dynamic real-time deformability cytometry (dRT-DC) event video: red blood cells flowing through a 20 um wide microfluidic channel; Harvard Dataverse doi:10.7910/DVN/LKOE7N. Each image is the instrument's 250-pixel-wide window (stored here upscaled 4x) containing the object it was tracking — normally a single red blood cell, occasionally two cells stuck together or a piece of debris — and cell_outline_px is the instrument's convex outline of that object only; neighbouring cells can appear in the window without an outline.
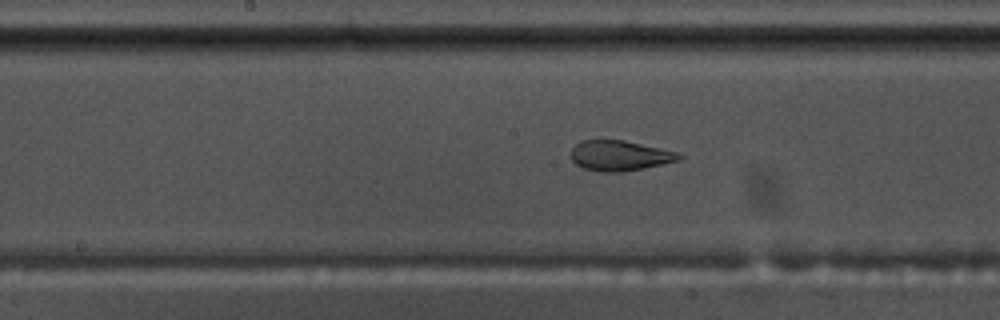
{"species": "common noctule bat (a hibernating species)", "species_latin": "Nyctalus noctula", "temperature_condition": "warm", "stored_images_in_passage": 36, "segment_of_instrument_passage": [1, 2], "camera_frame_rate_fps": 3000, "um_per_image_px": 0.085, "animal": {"sex": "male", "body_mass_g": 17.5, "forearm_length_mm": 52.3}, "frame": {"image": 1, "passage_image": 20, "time_ms": 6.333, "image_size_px": [1000, 320], "cell_outline_px": [[684, 156], [680, 160], [644, 168], [620, 172], [600, 172], [584, 168], [576, 164], [572, 160], [572, 148], [580, 140], [624, 140], [660, 148], [676, 152]], "centroid_in_image_um": [52.67, 13.23], "position_along_channel_um": 195.5, "area_um2": 18.96}}
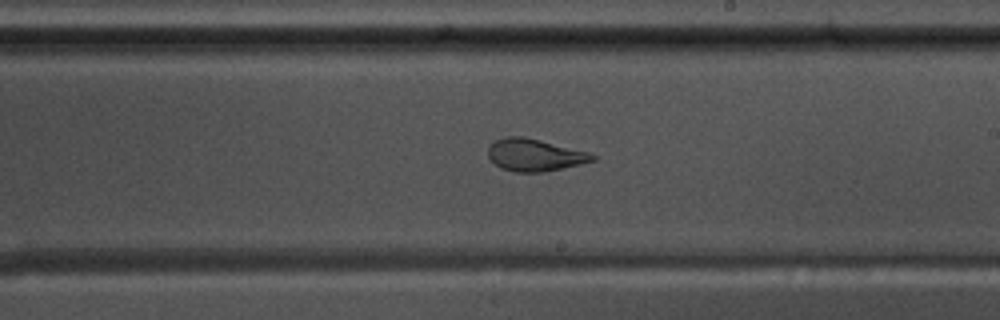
{"frame": {"image": 2, "passage_image": 24, "time_ms": 7.667, "image_size_px": [1000, 320], "cell_outline_px": [[596, 160], [580, 164], [544, 172], [516, 172], [500, 168], [488, 156], [488, 148], [496, 140], [508, 136], [524, 136], [588, 152], [596, 156]], "centroid_in_image_um": [45.45, 13.18], "position_along_channel_um": 243.6, "area_um2": 19.42}}
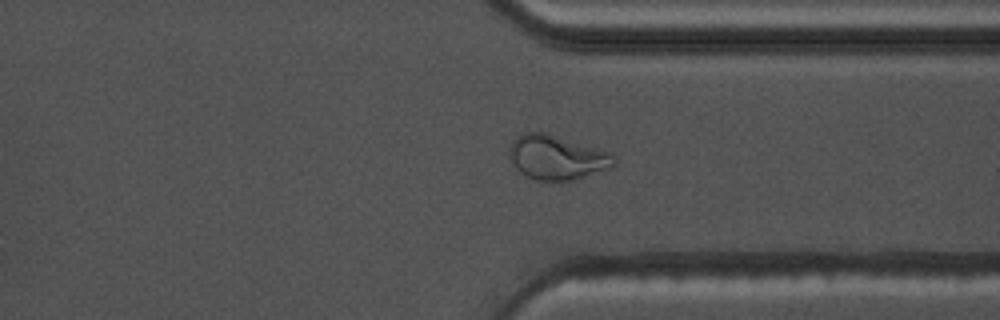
{"frame": {"image": 3, "passage_image": 34, "time_ms": 11.0, "image_size_px": [1000, 320], "cell_outline_px": [[616, 164], [612, 168], [572, 180], [536, 180], [520, 172], [516, 168], [512, 160], [512, 140], [524, 132], [544, 132], [608, 152], [616, 156]], "centroid_in_image_um": [47.38, 13.39], "position_along_channel_um": 364.0, "area_um2": 26.47}}